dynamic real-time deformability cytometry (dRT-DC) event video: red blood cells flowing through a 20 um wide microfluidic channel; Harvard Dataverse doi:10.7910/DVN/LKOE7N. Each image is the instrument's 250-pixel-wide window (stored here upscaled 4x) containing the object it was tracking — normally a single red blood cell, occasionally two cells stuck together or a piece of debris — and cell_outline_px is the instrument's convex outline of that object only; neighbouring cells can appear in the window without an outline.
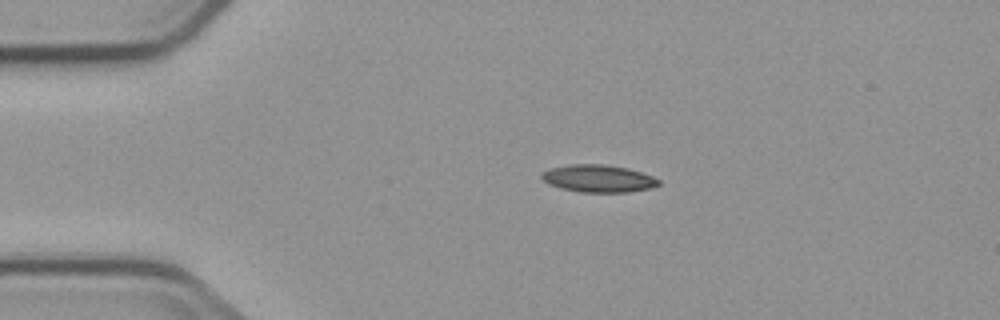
{"species": "common noctule bat (a hibernating species)", "species_latin": "Nyctalus noctula", "temperature_condition": "cold", "stored_images_in_passage": 2, "camera_frame_rate_fps": 3000, "um_per_image_px": 0.085, "animal": {"sex": "male", "body_mass_g": 23.1, "forearm_length_mm": 52.7}, "frame": {"image": 1, "passage_image": 1, "time_ms": 0.0, "image_size_px": [1000, 320], "cell_outline_px": [[660, 184], [652, 188], [628, 192], [580, 192], [560, 188], [548, 184], [540, 176], [540, 172], [548, 168], [568, 164], [604, 164], [628, 168], [652, 176], [660, 180]], "centroid_in_image_um": [50.82, 15.17], "position_along_channel_um": 34.2, "area_um2": 18.9}}